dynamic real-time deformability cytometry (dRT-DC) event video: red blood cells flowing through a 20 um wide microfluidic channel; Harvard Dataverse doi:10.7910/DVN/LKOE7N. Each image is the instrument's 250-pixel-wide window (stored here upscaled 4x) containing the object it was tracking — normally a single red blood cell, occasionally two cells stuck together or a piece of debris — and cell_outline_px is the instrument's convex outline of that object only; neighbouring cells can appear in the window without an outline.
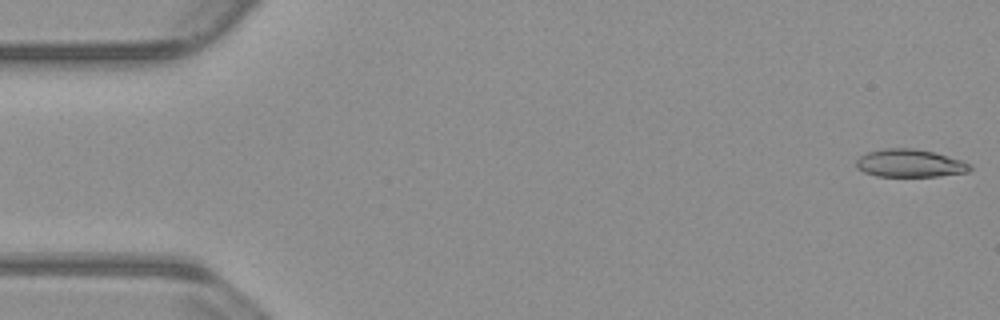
{"species": "common noctule bat (a hibernating species)", "species_latin": "Nyctalus noctula", "temperature_condition": "warm", "stored_images_in_passage": 14, "camera_frame_rate_fps": 3000, "um_per_image_px": 0.085, "animal": {"sex": "male", "body_mass_g": 23.1, "forearm_length_mm": 52.7}, "frame": {"image": 1, "passage_image": 1, "time_ms": 0.0, "image_size_px": [1000, 320], "cell_outline_px": [[972, 168], [968, 172], [940, 176], [876, 176], [864, 172], [856, 168], [856, 160], [860, 156], [868, 152], [884, 148], [916, 148], [936, 152], [960, 160], [968, 164]], "centroid_in_image_um": [77.31, 13.87], "position_along_channel_um": 7.7, "area_um2": 18.5}}